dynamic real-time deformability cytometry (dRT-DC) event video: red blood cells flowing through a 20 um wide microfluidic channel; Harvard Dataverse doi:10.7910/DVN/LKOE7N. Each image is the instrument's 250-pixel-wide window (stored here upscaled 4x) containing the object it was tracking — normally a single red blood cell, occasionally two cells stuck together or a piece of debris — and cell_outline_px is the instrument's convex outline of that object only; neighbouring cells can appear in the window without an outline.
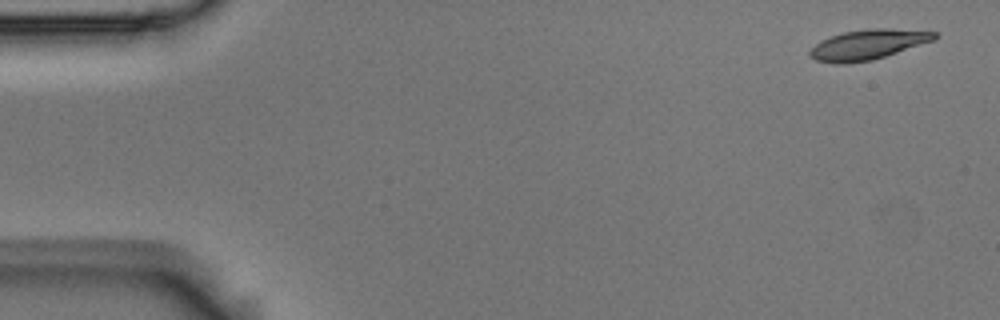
{"species": "Egyptian fruit bat (a non-hibernating species)", "species_latin": "Rousettus aegyptiacus", "temperature_condition": "room temperature", "stored_images_in_passage": 5, "camera_frame_rate_fps": 3000, "um_per_image_px": 0.085, "animal": {"sex": "male"}, "frame": {"image": 1, "passage_image": 1, "time_ms": 0.0, "image_size_px": [1000, 320], "cell_outline_px": [[936, 40], [872, 60], [844, 64], [836, 64], [816, 60], [808, 56], [808, 52], [820, 40], [844, 32], [872, 28], [892, 28], [936, 32]], "centroid_in_image_um": [73.76, 3.79], "position_along_channel_um": 11.2, "area_um2": 21.79}}
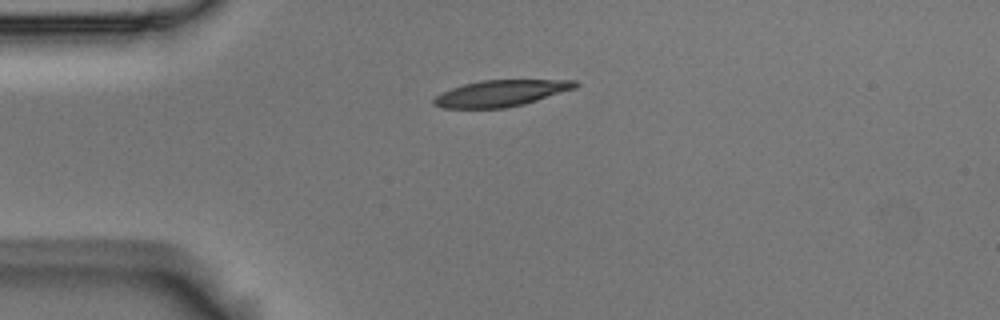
{"frame": {"image": 2, "passage_image": 4, "time_ms": 1.0, "image_size_px": [1000, 320], "cell_outline_px": [[580, 84], [576, 88], [524, 104], [504, 108], [444, 108], [432, 104], [432, 100], [436, 96], [452, 88], [464, 84], [480, 80], [576, 80]], "centroid_in_image_um": [42.59, 7.92], "position_along_channel_um": 42.4, "area_um2": 21.62}}